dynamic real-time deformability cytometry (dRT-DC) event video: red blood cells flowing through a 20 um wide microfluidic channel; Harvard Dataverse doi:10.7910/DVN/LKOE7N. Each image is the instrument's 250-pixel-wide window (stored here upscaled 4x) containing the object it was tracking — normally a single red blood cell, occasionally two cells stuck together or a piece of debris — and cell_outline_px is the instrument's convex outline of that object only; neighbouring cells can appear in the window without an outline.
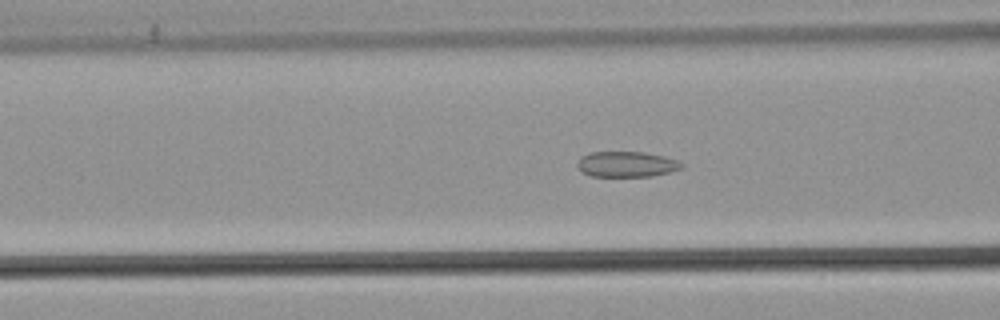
{"species": "common noctule bat (a hibernating species)", "species_latin": "Nyctalus noctula", "temperature_condition": "warm", "stored_images_in_passage": 44, "camera_frame_rate_fps": 3000, "um_per_image_px": 0.085, "animal": {"sex": "male", "body_mass_g": 21.5, "forearm_length_mm": 52.0}, "frame": {"image": 1, "passage_image": 12, "time_ms": 3.667, "image_size_px": [1000, 320], "cell_outline_px": [[684, 168], [652, 176], [592, 176], [580, 172], [576, 164], [580, 156], [592, 152], [644, 152], [664, 156], [680, 160], [684, 164]], "centroid_in_image_um": [53.27, 13.95], "position_along_channel_um": 113.3, "area_um2": 15.72}}
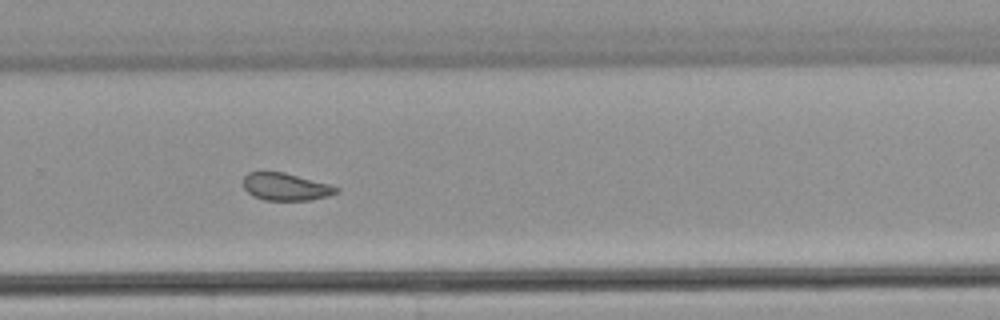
{"frame": {"image": 2, "passage_image": 27, "time_ms": 8.667, "image_size_px": [1000, 320], "cell_outline_px": [[340, 192], [328, 196], [312, 200], [264, 200], [252, 196], [244, 188], [244, 176], [248, 172], [284, 172], [332, 184], [340, 188]], "centroid_in_image_um": [24.34, 15.88], "position_along_channel_um": 305.5, "area_um2": 15.09}}
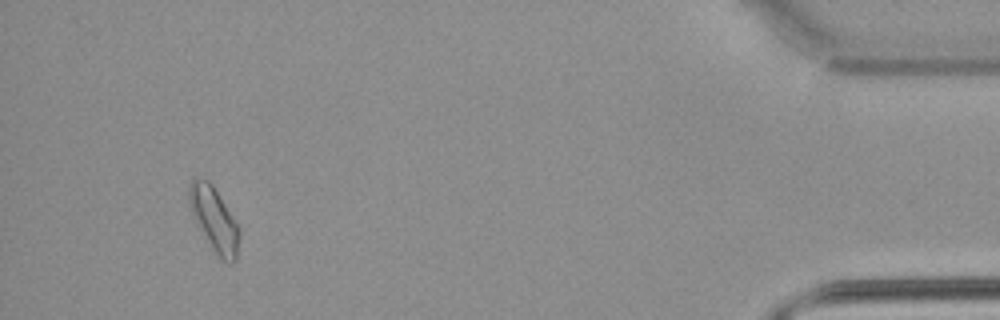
{"frame": {"image": 3, "passage_image": 41, "time_ms": 13.333, "image_size_px": [1000, 320], "cell_outline_px": [[240, 236], [236, 260], [232, 264], [228, 264], [212, 248], [192, 216], [188, 204], [188, 188], [192, 180], [208, 180], [212, 184], [240, 228]], "centroid_in_image_um": [18.21, 18.66], "position_along_channel_um": 417.0, "area_um2": 18.5}, "authors_computed_cell_mechanics": {"area_um2": 16.0684, "velocity_mm_per_s": 3.8529, "shape_relaxation_time_tau1_ms": null, "shape_relaxation_time_tau2_ms": 2.2477, "deformation_change_tau1": null, "deformation_change_tau2": 0.0726}}